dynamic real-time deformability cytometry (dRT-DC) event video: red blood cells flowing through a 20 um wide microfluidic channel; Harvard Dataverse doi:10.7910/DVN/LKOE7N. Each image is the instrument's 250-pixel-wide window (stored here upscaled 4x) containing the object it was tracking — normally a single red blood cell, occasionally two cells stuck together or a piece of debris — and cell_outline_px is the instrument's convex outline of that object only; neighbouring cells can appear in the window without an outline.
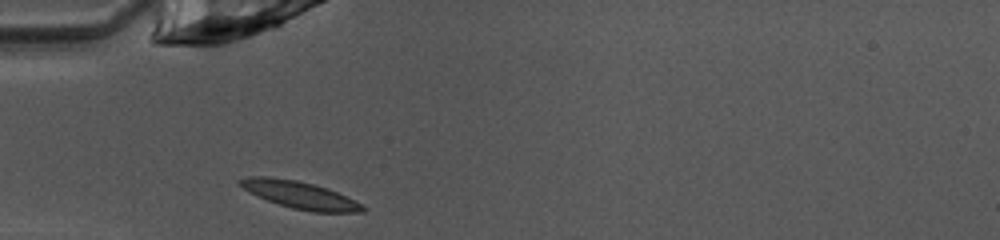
{"species": "common noctule bat (a hibernating species)", "species_latin": "Nyctalus noctula", "temperature_condition": "warm", "stored_images_in_passage": 36, "camera_frame_rate_fps": 3000, "um_per_image_px": 0.085, "animal": {"sex": "female", "body_mass_g": 10.0, "forearm_length_mm": 53.1}, "frame": {"image": 1, "passage_image": 1, "time_ms": 0.0, "image_size_px": [1000, 240], "cell_outline_px": [[364, 212], [312, 212], [292, 208], [268, 200], [248, 192], [236, 184], [236, 180], [248, 176], [268, 176], [296, 180], [312, 184], [336, 192], [360, 204], [364, 208]], "centroid_in_image_um": [25.37, 16.55], "position_along_channel_um": 59.6, "area_um2": 19.19}}
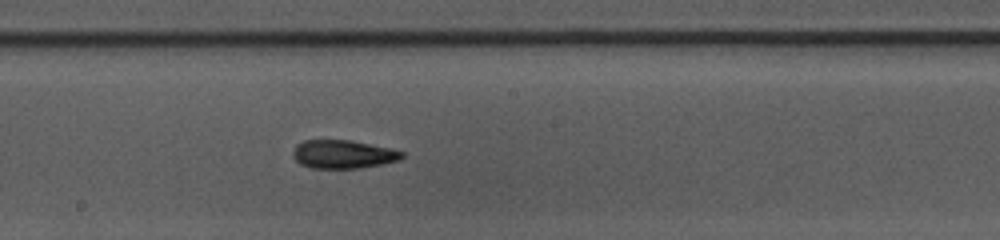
{"frame": {"image": 2, "passage_image": 13, "time_ms": 4.0, "image_size_px": [1000, 240], "cell_outline_px": [[404, 156], [400, 160], [380, 164], [356, 168], [312, 168], [300, 164], [292, 156], [292, 152], [296, 144], [304, 140], [352, 140], [388, 148], [404, 152]], "centroid_in_image_um": [29.12, 13.1], "position_along_channel_um": 219.1, "area_um2": 17.98}}
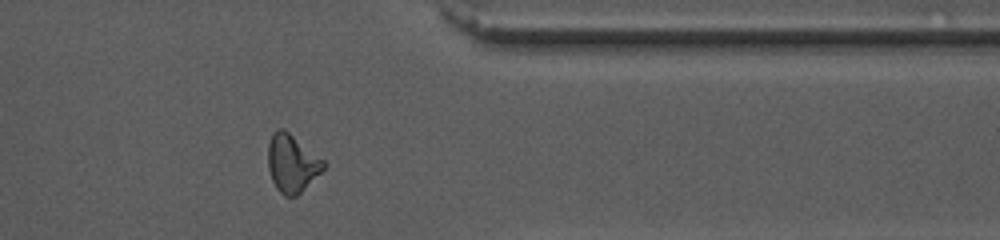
{"frame": {"image": 3, "passage_image": 26, "time_ms": 8.333, "image_size_px": [1000, 240], "cell_outline_px": [[324, 168], [296, 196], [284, 196], [276, 188], [272, 180], [268, 168], [268, 144], [276, 128], [284, 128], [324, 160]], "centroid_in_image_um": [24.79, 13.86], "position_along_channel_um": 386.6, "area_um2": 18.38}}